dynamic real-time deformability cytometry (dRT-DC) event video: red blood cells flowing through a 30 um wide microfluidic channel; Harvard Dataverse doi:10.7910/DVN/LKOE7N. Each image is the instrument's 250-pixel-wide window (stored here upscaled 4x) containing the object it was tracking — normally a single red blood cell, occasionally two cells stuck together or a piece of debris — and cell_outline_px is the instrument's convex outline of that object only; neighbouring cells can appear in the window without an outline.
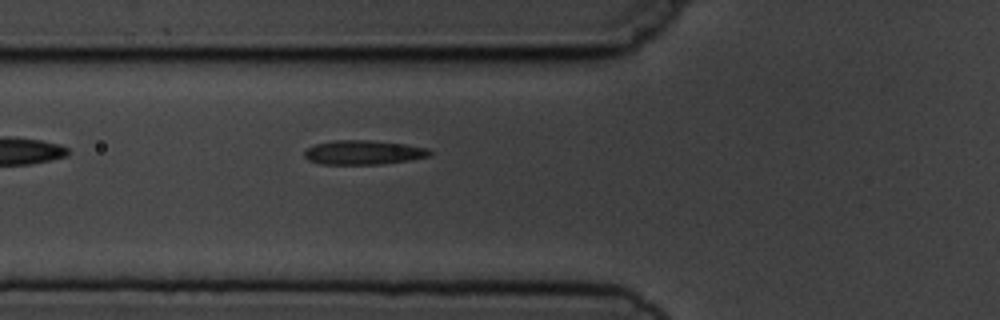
{"species": "common noctule bat (a hibernating species)", "species_latin": "Nyctalus noctula", "temperature_condition": "cold", "stored_images_in_passage": 6, "camera_frame_rate_fps": 3000, "um_per_image_px": 0.085, "animal": {"sex": "male", "body_mass_g": 19.5, "forearm_length_mm": 54.6}, "frame": {"image": 1, "passage_image": 6, "time_ms": 6.0, "image_size_px": [1000, 320], "cell_outline_px": [[432, 156], [408, 160], [380, 164], [320, 164], [308, 160], [304, 156], [304, 152], [308, 148], [316, 144], [332, 140], [368, 140], [404, 144], [428, 148], [432, 152]], "centroid_in_image_um": [30.89, 12.96], "position_along_channel_um": 94.9, "area_um2": 17.69}}